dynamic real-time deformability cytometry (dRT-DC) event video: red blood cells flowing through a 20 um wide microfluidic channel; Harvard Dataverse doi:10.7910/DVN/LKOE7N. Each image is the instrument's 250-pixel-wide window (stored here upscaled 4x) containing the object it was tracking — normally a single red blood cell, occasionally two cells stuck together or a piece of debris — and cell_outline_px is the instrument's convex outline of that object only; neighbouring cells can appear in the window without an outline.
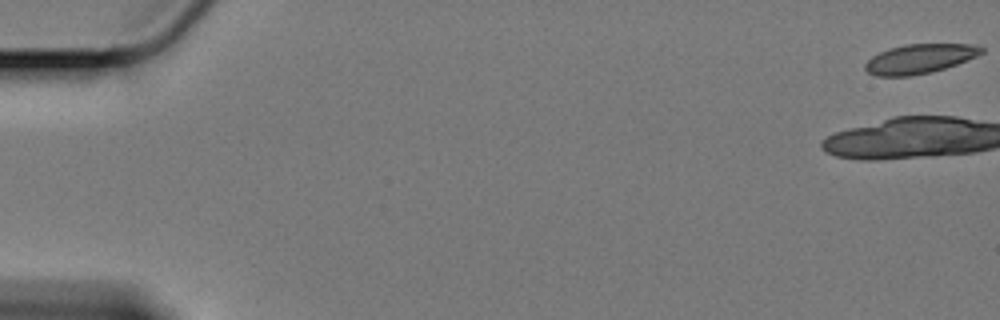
{"species": "Egyptian fruit bat (a non-hibernating species)", "species_latin": "Rousettus aegyptiacus", "temperature_condition": "cold", "stored_images_in_passage": 22, "camera_frame_rate_fps": 3000, "um_per_image_px": 0.085, "animal": {"sex": "female"}, "frame": {"image": 1, "passage_image": 1, "time_ms": 0.0, "image_size_px": [1000, 320], "cell_outline_px": [[984, 52], [976, 56], [956, 64], [932, 72], [912, 76], [876, 76], [868, 72], [864, 68], [864, 64], [872, 56], [888, 48], [904, 44], [972, 44], [984, 48]], "centroid_in_image_um": [78.14, 4.99], "position_along_channel_um": 6.9, "area_um2": 19.94}}